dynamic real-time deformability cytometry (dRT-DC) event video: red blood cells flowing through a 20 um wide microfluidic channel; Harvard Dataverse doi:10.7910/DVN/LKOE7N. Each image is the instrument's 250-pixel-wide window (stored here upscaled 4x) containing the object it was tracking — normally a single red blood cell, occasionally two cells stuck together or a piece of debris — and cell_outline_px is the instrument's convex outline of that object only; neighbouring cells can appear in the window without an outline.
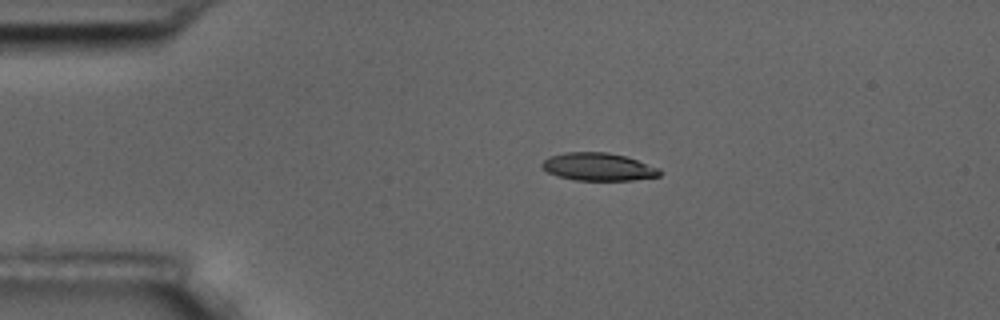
{"species": "common noctule bat (a hibernating species)", "species_latin": "Nyctalus noctula", "temperature_condition": "room temperature", "stored_images_in_passage": 3, "camera_frame_rate_fps": 3000, "um_per_image_px": 0.085, "animal": {"sex": "male", "body_mass_g": 17.5, "forearm_length_mm": 52.3}, "frame": {"image": 1, "passage_image": 1, "time_ms": 0.0, "image_size_px": [1000, 320], "cell_outline_px": [[664, 172], [660, 176], [632, 180], [576, 180], [556, 176], [540, 168], [540, 164], [548, 156], [564, 152], [608, 152], [628, 156], [660, 168]], "centroid_in_image_um": [50.86, 14.17], "position_along_channel_um": 34.1, "area_um2": 19.48}}
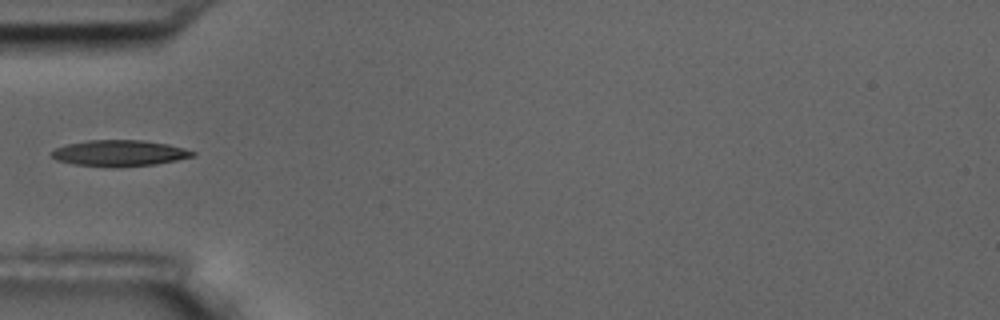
{"frame": {"image": 2, "passage_image": 3, "time_ms": 2.333, "image_size_px": [1000, 320], "cell_outline_px": [[196, 156], [156, 164], [116, 168], [112, 168], [72, 164], [56, 160], [52, 156], [52, 152], [56, 148], [68, 144], [88, 140], [144, 140], [168, 144], [184, 148], [196, 152]], "centroid_in_image_um": [10.17, 13.03], "position_along_channel_um": 74.8, "area_um2": 21.68}}